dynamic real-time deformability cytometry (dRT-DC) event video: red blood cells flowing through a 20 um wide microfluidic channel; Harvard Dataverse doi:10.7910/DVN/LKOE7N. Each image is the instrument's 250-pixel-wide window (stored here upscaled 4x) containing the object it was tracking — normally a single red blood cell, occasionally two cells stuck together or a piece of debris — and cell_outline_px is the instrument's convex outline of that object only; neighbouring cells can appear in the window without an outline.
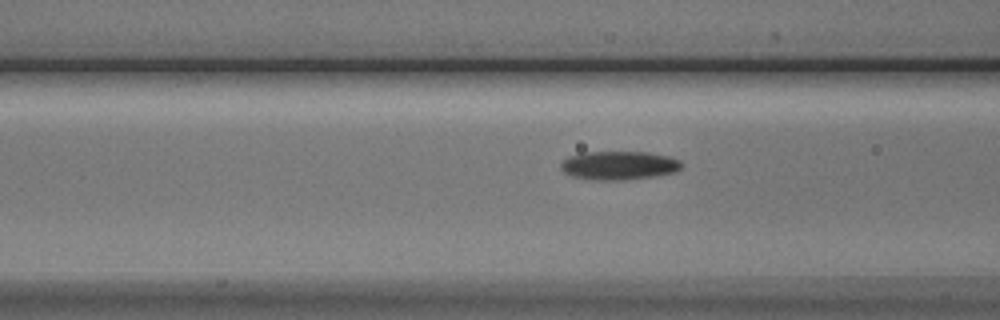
{"species": "Egyptian fruit bat (a non-hibernating species)", "species_latin": "Rousettus aegyptiacus", "temperature_condition": "cold", "stored_images_in_passage": 9, "camera_frame_rate_fps": 3000, "um_per_image_px": 0.085, "animal": {"sex": "male"}, "frame": {"image": 1, "passage_image": 7, "time_ms": 2.0, "image_size_px": [1000, 320], "cell_outline_px": [[680, 168], [676, 172], [652, 176], [624, 180], [592, 180], [572, 176], [564, 172], [560, 168], [560, 164], [568, 156], [580, 152], [648, 152], [668, 156], [680, 160]], "centroid_in_image_um": [52.56, 14.05], "position_along_channel_um": 114.0, "area_um2": 20.17}}